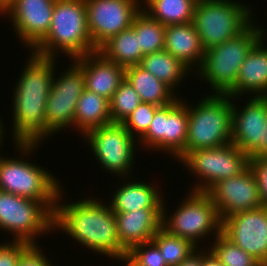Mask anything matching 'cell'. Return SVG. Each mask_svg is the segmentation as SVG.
I'll return each mask as SVG.
<instances>
[{
  "instance_id": "obj_1",
  "label": "cell",
  "mask_w": 267,
  "mask_h": 266,
  "mask_svg": "<svg viewBox=\"0 0 267 266\" xmlns=\"http://www.w3.org/2000/svg\"><path fill=\"white\" fill-rule=\"evenodd\" d=\"M59 191L54 211V231L66 233L86 250L106 256L112 260L126 258L127 251L120 245L115 214L107 204L97 197L65 203L63 188ZM91 197V198H90ZM63 201V202H60ZM62 203V204H60ZM105 203V204H103ZM61 230V231H59Z\"/></svg>"
},
{
  "instance_id": "obj_2",
  "label": "cell",
  "mask_w": 267,
  "mask_h": 266,
  "mask_svg": "<svg viewBox=\"0 0 267 266\" xmlns=\"http://www.w3.org/2000/svg\"><path fill=\"white\" fill-rule=\"evenodd\" d=\"M29 54L13 88L11 139L40 144L53 136L46 128L45 106L59 59Z\"/></svg>"
},
{
  "instance_id": "obj_3",
  "label": "cell",
  "mask_w": 267,
  "mask_h": 266,
  "mask_svg": "<svg viewBox=\"0 0 267 266\" xmlns=\"http://www.w3.org/2000/svg\"><path fill=\"white\" fill-rule=\"evenodd\" d=\"M96 51L87 25L85 0H55L50 29L31 52L51 58H58L57 53L62 52L72 60Z\"/></svg>"
},
{
  "instance_id": "obj_4",
  "label": "cell",
  "mask_w": 267,
  "mask_h": 266,
  "mask_svg": "<svg viewBox=\"0 0 267 266\" xmlns=\"http://www.w3.org/2000/svg\"><path fill=\"white\" fill-rule=\"evenodd\" d=\"M13 145L19 158L0 156V190L38 201H56L61 181L49 169L26 159L40 148L39 143Z\"/></svg>"
},
{
  "instance_id": "obj_5",
  "label": "cell",
  "mask_w": 267,
  "mask_h": 266,
  "mask_svg": "<svg viewBox=\"0 0 267 266\" xmlns=\"http://www.w3.org/2000/svg\"><path fill=\"white\" fill-rule=\"evenodd\" d=\"M266 32V28L254 21L240 35L206 50L202 64L192 75L199 76L201 82H208L212 93L227 94L235 86L248 53Z\"/></svg>"
},
{
  "instance_id": "obj_6",
  "label": "cell",
  "mask_w": 267,
  "mask_h": 266,
  "mask_svg": "<svg viewBox=\"0 0 267 266\" xmlns=\"http://www.w3.org/2000/svg\"><path fill=\"white\" fill-rule=\"evenodd\" d=\"M200 100L193 106L187 102L186 155L190 151L216 148L232 141V97L210 93Z\"/></svg>"
},
{
  "instance_id": "obj_7",
  "label": "cell",
  "mask_w": 267,
  "mask_h": 266,
  "mask_svg": "<svg viewBox=\"0 0 267 266\" xmlns=\"http://www.w3.org/2000/svg\"><path fill=\"white\" fill-rule=\"evenodd\" d=\"M251 5L238 0H197L192 24L205 51L245 31L256 20Z\"/></svg>"
},
{
  "instance_id": "obj_8",
  "label": "cell",
  "mask_w": 267,
  "mask_h": 266,
  "mask_svg": "<svg viewBox=\"0 0 267 266\" xmlns=\"http://www.w3.org/2000/svg\"><path fill=\"white\" fill-rule=\"evenodd\" d=\"M188 192L170 214L166 213L168 208L164 199L162 227L170 234L189 240L197 248H203L202 239L204 243L205 238L215 239L222 232V221L206 192Z\"/></svg>"
},
{
  "instance_id": "obj_9",
  "label": "cell",
  "mask_w": 267,
  "mask_h": 266,
  "mask_svg": "<svg viewBox=\"0 0 267 266\" xmlns=\"http://www.w3.org/2000/svg\"><path fill=\"white\" fill-rule=\"evenodd\" d=\"M55 206L56 201H38L0 190V229L11 233L13 241L39 244L42 234L54 232Z\"/></svg>"
},
{
  "instance_id": "obj_10",
  "label": "cell",
  "mask_w": 267,
  "mask_h": 266,
  "mask_svg": "<svg viewBox=\"0 0 267 266\" xmlns=\"http://www.w3.org/2000/svg\"><path fill=\"white\" fill-rule=\"evenodd\" d=\"M179 163L191 172L197 182L190 191L207 192L215 183L241 174L250 157L233 143L190 151Z\"/></svg>"
},
{
  "instance_id": "obj_11",
  "label": "cell",
  "mask_w": 267,
  "mask_h": 266,
  "mask_svg": "<svg viewBox=\"0 0 267 266\" xmlns=\"http://www.w3.org/2000/svg\"><path fill=\"white\" fill-rule=\"evenodd\" d=\"M83 138L101 168L111 175H117L119 180L120 177H131L138 140L122 124L111 123L91 129Z\"/></svg>"
},
{
  "instance_id": "obj_12",
  "label": "cell",
  "mask_w": 267,
  "mask_h": 266,
  "mask_svg": "<svg viewBox=\"0 0 267 266\" xmlns=\"http://www.w3.org/2000/svg\"><path fill=\"white\" fill-rule=\"evenodd\" d=\"M188 107L183 97L159 107L147 132L139 139L140 146L171 155L180 162L186 156ZM147 146V147H146Z\"/></svg>"
},
{
  "instance_id": "obj_13",
  "label": "cell",
  "mask_w": 267,
  "mask_h": 266,
  "mask_svg": "<svg viewBox=\"0 0 267 266\" xmlns=\"http://www.w3.org/2000/svg\"><path fill=\"white\" fill-rule=\"evenodd\" d=\"M70 61L64 71L55 70L46 101V128L54 135L68 127L73 131L76 105L85 89L83 68L74 59Z\"/></svg>"
},
{
  "instance_id": "obj_14",
  "label": "cell",
  "mask_w": 267,
  "mask_h": 266,
  "mask_svg": "<svg viewBox=\"0 0 267 266\" xmlns=\"http://www.w3.org/2000/svg\"><path fill=\"white\" fill-rule=\"evenodd\" d=\"M142 0H85L87 25L93 47L98 49L111 37L132 26L142 10Z\"/></svg>"
},
{
  "instance_id": "obj_15",
  "label": "cell",
  "mask_w": 267,
  "mask_h": 266,
  "mask_svg": "<svg viewBox=\"0 0 267 266\" xmlns=\"http://www.w3.org/2000/svg\"><path fill=\"white\" fill-rule=\"evenodd\" d=\"M54 4L55 0H13L0 14L10 19L16 39L30 51L47 35Z\"/></svg>"
},
{
  "instance_id": "obj_16",
  "label": "cell",
  "mask_w": 267,
  "mask_h": 266,
  "mask_svg": "<svg viewBox=\"0 0 267 266\" xmlns=\"http://www.w3.org/2000/svg\"><path fill=\"white\" fill-rule=\"evenodd\" d=\"M206 193L221 221L235 213L263 206L259 183L250 165L241 174L215 183Z\"/></svg>"
},
{
  "instance_id": "obj_17",
  "label": "cell",
  "mask_w": 267,
  "mask_h": 266,
  "mask_svg": "<svg viewBox=\"0 0 267 266\" xmlns=\"http://www.w3.org/2000/svg\"><path fill=\"white\" fill-rule=\"evenodd\" d=\"M222 233L257 259L267 261V207L235 213L222 221Z\"/></svg>"
},
{
  "instance_id": "obj_18",
  "label": "cell",
  "mask_w": 267,
  "mask_h": 266,
  "mask_svg": "<svg viewBox=\"0 0 267 266\" xmlns=\"http://www.w3.org/2000/svg\"><path fill=\"white\" fill-rule=\"evenodd\" d=\"M238 108L232 98V141L249 157L263 142L267 123V97H249ZM246 104V105H245Z\"/></svg>"
},
{
  "instance_id": "obj_19",
  "label": "cell",
  "mask_w": 267,
  "mask_h": 266,
  "mask_svg": "<svg viewBox=\"0 0 267 266\" xmlns=\"http://www.w3.org/2000/svg\"><path fill=\"white\" fill-rule=\"evenodd\" d=\"M267 34L250 50L240 66L235 86L227 93L232 98L267 97ZM265 46V47H264Z\"/></svg>"
},
{
  "instance_id": "obj_20",
  "label": "cell",
  "mask_w": 267,
  "mask_h": 266,
  "mask_svg": "<svg viewBox=\"0 0 267 266\" xmlns=\"http://www.w3.org/2000/svg\"><path fill=\"white\" fill-rule=\"evenodd\" d=\"M74 60L83 68L85 89L110 101L125 79V68L107 60L99 51Z\"/></svg>"
},
{
  "instance_id": "obj_21",
  "label": "cell",
  "mask_w": 267,
  "mask_h": 266,
  "mask_svg": "<svg viewBox=\"0 0 267 266\" xmlns=\"http://www.w3.org/2000/svg\"><path fill=\"white\" fill-rule=\"evenodd\" d=\"M123 179H125L124 182ZM121 180L123 183L117 185L116 191H111L113 194L108 201L114 213H127L140 209H163L165 195L156 183L155 185L152 182L147 183L145 180H138V177L136 180L132 177L121 178Z\"/></svg>"
},
{
  "instance_id": "obj_22",
  "label": "cell",
  "mask_w": 267,
  "mask_h": 266,
  "mask_svg": "<svg viewBox=\"0 0 267 266\" xmlns=\"http://www.w3.org/2000/svg\"><path fill=\"white\" fill-rule=\"evenodd\" d=\"M163 209H140L114 213L120 245L128 252L133 246L149 242L162 227Z\"/></svg>"
},
{
  "instance_id": "obj_23",
  "label": "cell",
  "mask_w": 267,
  "mask_h": 266,
  "mask_svg": "<svg viewBox=\"0 0 267 266\" xmlns=\"http://www.w3.org/2000/svg\"><path fill=\"white\" fill-rule=\"evenodd\" d=\"M164 39V50L194 74L202 64L205 49L192 22L166 26Z\"/></svg>"
},
{
  "instance_id": "obj_24",
  "label": "cell",
  "mask_w": 267,
  "mask_h": 266,
  "mask_svg": "<svg viewBox=\"0 0 267 266\" xmlns=\"http://www.w3.org/2000/svg\"><path fill=\"white\" fill-rule=\"evenodd\" d=\"M73 123L82 137L91 129L111 124L109 100L84 89L76 105Z\"/></svg>"
},
{
  "instance_id": "obj_25",
  "label": "cell",
  "mask_w": 267,
  "mask_h": 266,
  "mask_svg": "<svg viewBox=\"0 0 267 266\" xmlns=\"http://www.w3.org/2000/svg\"><path fill=\"white\" fill-rule=\"evenodd\" d=\"M125 79L131 83L142 102L162 107L171 104L179 97L169 86L139 64L125 68Z\"/></svg>"
},
{
  "instance_id": "obj_26",
  "label": "cell",
  "mask_w": 267,
  "mask_h": 266,
  "mask_svg": "<svg viewBox=\"0 0 267 266\" xmlns=\"http://www.w3.org/2000/svg\"><path fill=\"white\" fill-rule=\"evenodd\" d=\"M139 65L164 82L177 95L179 92L177 93L176 89L183 79L191 76V71L166 50L144 55Z\"/></svg>"
},
{
  "instance_id": "obj_27",
  "label": "cell",
  "mask_w": 267,
  "mask_h": 266,
  "mask_svg": "<svg viewBox=\"0 0 267 266\" xmlns=\"http://www.w3.org/2000/svg\"><path fill=\"white\" fill-rule=\"evenodd\" d=\"M98 51L109 61L128 68L140 64L143 54L134 28L121 31L105 42Z\"/></svg>"
},
{
  "instance_id": "obj_28",
  "label": "cell",
  "mask_w": 267,
  "mask_h": 266,
  "mask_svg": "<svg viewBox=\"0 0 267 266\" xmlns=\"http://www.w3.org/2000/svg\"><path fill=\"white\" fill-rule=\"evenodd\" d=\"M197 0H142V10L161 24L192 22Z\"/></svg>"
},
{
  "instance_id": "obj_29",
  "label": "cell",
  "mask_w": 267,
  "mask_h": 266,
  "mask_svg": "<svg viewBox=\"0 0 267 266\" xmlns=\"http://www.w3.org/2000/svg\"><path fill=\"white\" fill-rule=\"evenodd\" d=\"M132 27L138 36L143 55L164 50L165 25L141 10L135 17Z\"/></svg>"
},
{
  "instance_id": "obj_30",
  "label": "cell",
  "mask_w": 267,
  "mask_h": 266,
  "mask_svg": "<svg viewBox=\"0 0 267 266\" xmlns=\"http://www.w3.org/2000/svg\"><path fill=\"white\" fill-rule=\"evenodd\" d=\"M152 241L158 246L168 266L179 265L197 249L189 240L170 234L163 227L158 230Z\"/></svg>"
},
{
  "instance_id": "obj_31",
  "label": "cell",
  "mask_w": 267,
  "mask_h": 266,
  "mask_svg": "<svg viewBox=\"0 0 267 266\" xmlns=\"http://www.w3.org/2000/svg\"><path fill=\"white\" fill-rule=\"evenodd\" d=\"M211 243L209 249L223 266H263L257 259L229 240L222 232Z\"/></svg>"
},
{
  "instance_id": "obj_32",
  "label": "cell",
  "mask_w": 267,
  "mask_h": 266,
  "mask_svg": "<svg viewBox=\"0 0 267 266\" xmlns=\"http://www.w3.org/2000/svg\"><path fill=\"white\" fill-rule=\"evenodd\" d=\"M141 102L131 83L124 79L109 101L112 123L122 124Z\"/></svg>"
},
{
  "instance_id": "obj_33",
  "label": "cell",
  "mask_w": 267,
  "mask_h": 266,
  "mask_svg": "<svg viewBox=\"0 0 267 266\" xmlns=\"http://www.w3.org/2000/svg\"><path fill=\"white\" fill-rule=\"evenodd\" d=\"M159 106L141 102L139 106L122 122L132 137L139 140L149 129L155 111Z\"/></svg>"
},
{
  "instance_id": "obj_34",
  "label": "cell",
  "mask_w": 267,
  "mask_h": 266,
  "mask_svg": "<svg viewBox=\"0 0 267 266\" xmlns=\"http://www.w3.org/2000/svg\"><path fill=\"white\" fill-rule=\"evenodd\" d=\"M125 259L133 266H168L152 240L133 246Z\"/></svg>"
},
{
  "instance_id": "obj_35",
  "label": "cell",
  "mask_w": 267,
  "mask_h": 266,
  "mask_svg": "<svg viewBox=\"0 0 267 266\" xmlns=\"http://www.w3.org/2000/svg\"><path fill=\"white\" fill-rule=\"evenodd\" d=\"M30 245L23 241L0 242V266H18L21 255Z\"/></svg>"
},
{
  "instance_id": "obj_36",
  "label": "cell",
  "mask_w": 267,
  "mask_h": 266,
  "mask_svg": "<svg viewBox=\"0 0 267 266\" xmlns=\"http://www.w3.org/2000/svg\"><path fill=\"white\" fill-rule=\"evenodd\" d=\"M41 248L40 244H31L21 255L18 266H56Z\"/></svg>"
},
{
  "instance_id": "obj_37",
  "label": "cell",
  "mask_w": 267,
  "mask_h": 266,
  "mask_svg": "<svg viewBox=\"0 0 267 266\" xmlns=\"http://www.w3.org/2000/svg\"><path fill=\"white\" fill-rule=\"evenodd\" d=\"M250 166L259 183L262 204L267 207V158H250Z\"/></svg>"
},
{
  "instance_id": "obj_38",
  "label": "cell",
  "mask_w": 267,
  "mask_h": 266,
  "mask_svg": "<svg viewBox=\"0 0 267 266\" xmlns=\"http://www.w3.org/2000/svg\"><path fill=\"white\" fill-rule=\"evenodd\" d=\"M176 266H202V248H197Z\"/></svg>"
},
{
  "instance_id": "obj_39",
  "label": "cell",
  "mask_w": 267,
  "mask_h": 266,
  "mask_svg": "<svg viewBox=\"0 0 267 266\" xmlns=\"http://www.w3.org/2000/svg\"><path fill=\"white\" fill-rule=\"evenodd\" d=\"M208 249V250H207ZM202 266H223L215 254L207 248H202Z\"/></svg>"
},
{
  "instance_id": "obj_40",
  "label": "cell",
  "mask_w": 267,
  "mask_h": 266,
  "mask_svg": "<svg viewBox=\"0 0 267 266\" xmlns=\"http://www.w3.org/2000/svg\"><path fill=\"white\" fill-rule=\"evenodd\" d=\"M250 158H267V123L265 124L263 142Z\"/></svg>"
},
{
  "instance_id": "obj_41",
  "label": "cell",
  "mask_w": 267,
  "mask_h": 266,
  "mask_svg": "<svg viewBox=\"0 0 267 266\" xmlns=\"http://www.w3.org/2000/svg\"><path fill=\"white\" fill-rule=\"evenodd\" d=\"M3 119H2V123L0 124V152L2 151V149H1V146L3 145V141L5 142V138L4 137H6V134H5V130H7L6 128H5V126H3L5 123H3ZM1 154H3V153H0V156H1Z\"/></svg>"
},
{
  "instance_id": "obj_42",
  "label": "cell",
  "mask_w": 267,
  "mask_h": 266,
  "mask_svg": "<svg viewBox=\"0 0 267 266\" xmlns=\"http://www.w3.org/2000/svg\"><path fill=\"white\" fill-rule=\"evenodd\" d=\"M13 0H0V12Z\"/></svg>"
},
{
  "instance_id": "obj_43",
  "label": "cell",
  "mask_w": 267,
  "mask_h": 266,
  "mask_svg": "<svg viewBox=\"0 0 267 266\" xmlns=\"http://www.w3.org/2000/svg\"><path fill=\"white\" fill-rule=\"evenodd\" d=\"M115 261H119L122 262V264H124V266H133L131 263H129L125 258L121 259V260H115Z\"/></svg>"
}]
</instances>
